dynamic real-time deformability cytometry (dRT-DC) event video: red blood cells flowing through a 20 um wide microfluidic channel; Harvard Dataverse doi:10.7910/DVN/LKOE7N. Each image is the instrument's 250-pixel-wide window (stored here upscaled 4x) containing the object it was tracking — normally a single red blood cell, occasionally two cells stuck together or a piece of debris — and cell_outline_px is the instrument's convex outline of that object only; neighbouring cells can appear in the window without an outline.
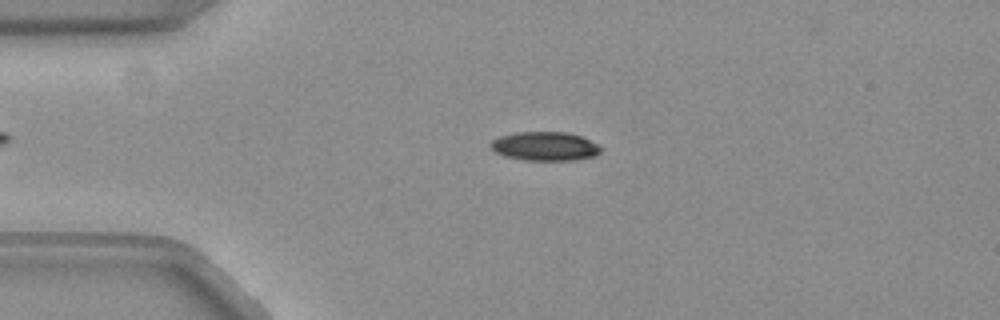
{"species": "common noctule bat (a hibernating species)", "species_latin": "Nyctalus noctula", "temperature_condition": "warm", "stored_images_in_passage": 48, "camera_frame_rate_fps": 3000, "um_per_image_px": 0.085, "animal": {"sex": "female", "body_mass_g": 19.3, "forearm_length_mm": 54.1}, "frame": {"image": 1, "passage_image": 12, "time_ms": 3.667, "image_size_px": [1000, 320], "cell_outline_px": [[600, 152], [596, 156], [572, 160], [524, 160], [504, 156], [496, 152], [492, 148], [492, 140], [500, 136], [516, 132], [564, 132], [580, 136], [596, 144], [600, 148]], "centroid_in_image_um": [46.3, 12.43], "position_along_channel_um": 38.7, "area_um2": 18.26}}
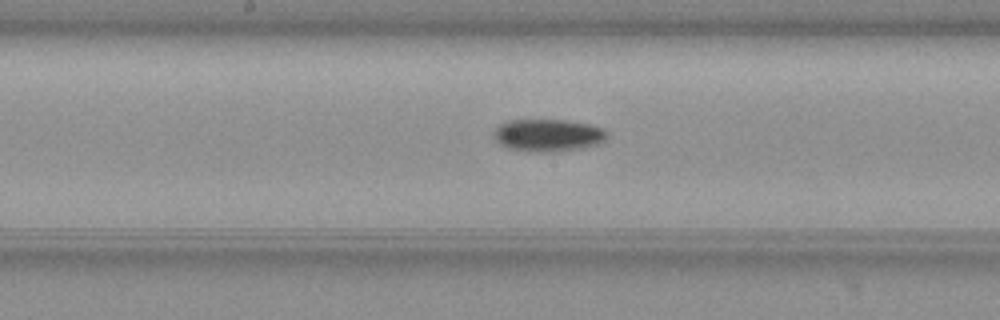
{"frame": {"image": 2, "passage_image": 27, "time_ms": 8.667, "image_size_px": [1000, 320], "cell_outline_px": [[608, 136], [604, 140], [596, 144], [584, 148], [556, 152], [528, 152], [508, 148], [500, 144], [496, 140], [496, 128], [500, 124], [508, 120], [564, 120], [592, 124], [604, 128], [608, 132]], "centroid_in_image_um": [46.63, 11.5], "position_along_channel_um": 201.6, "area_um2": 21.56}}
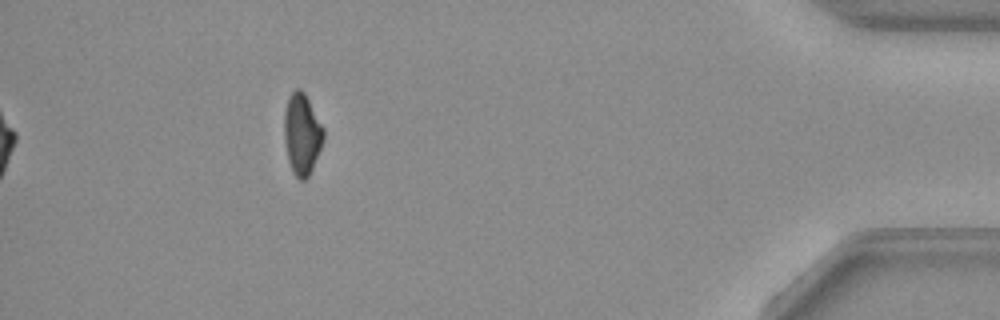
{"frame": {"image": 3, "passage_image": 48, "time_ms": 15.667, "image_size_px": [1000, 320], "cell_outline_px": [[324, 140], [312, 168], [308, 176], [304, 180], [300, 180], [292, 172], [288, 160], [284, 136], [284, 112], [288, 96], [296, 88], [300, 88], [304, 92], [324, 128]], "centroid_in_image_um": [25.66, 11.38], "position_along_channel_um": 409.5, "area_um2": 18.55}, "authors_computed_cell_mechanics": {"area_um2": 19.3341, "velocity_mm_per_s": 3.8496, "shape_relaxation_time_tau1_ms": 3.586, "shape_relaxation_time_tau2_ms": null, "deformation_change_tau1": 0.1514, "deformation_change_tau2": null}}